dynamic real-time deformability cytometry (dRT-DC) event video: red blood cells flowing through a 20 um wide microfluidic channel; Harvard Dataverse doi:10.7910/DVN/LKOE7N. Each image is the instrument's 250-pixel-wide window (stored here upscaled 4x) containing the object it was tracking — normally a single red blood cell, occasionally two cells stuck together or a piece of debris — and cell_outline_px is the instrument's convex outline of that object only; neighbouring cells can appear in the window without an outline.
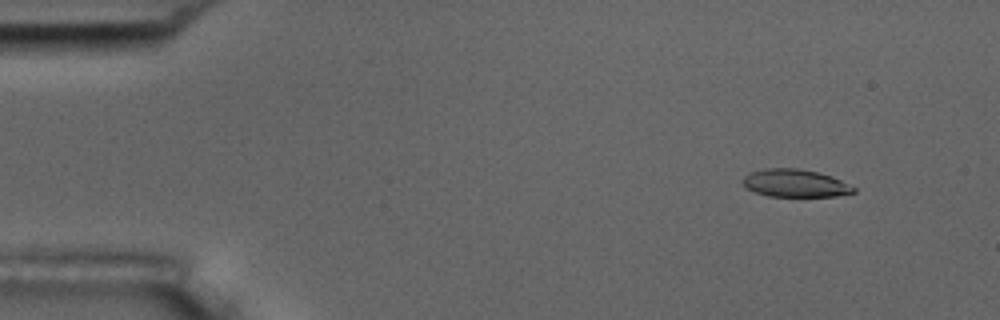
{"species": "common noctule bat (a hibernating species)", "species_latin": "Nyctalus noctula", "temperature_condition": "room temperature", "stored_images_in_passage": 5, "camera_frame_rate_fps": 3000, "um_per_image_px": 0.085, "animal": {"sex": "male", "body_mass_g": 17.5, "forearm_length_mm": 52.3}, "frame": {"image": 1, "passage_image": 2, "time_ms": 1.0, "image_size_px": [1000, 320], "cell_outline_px": [[856, 192], [836, 196], [768, 196], [756, 192], [748, 188], [740, 180], [744, 176], [752, 172], [764, 168], [796, 168], [816, 172], [832, 176], [856, 188]], "centroid_in_image_um": [67.59, 15.57], "position_along_channel_um": 17.4, "area_um2": 17.74}}
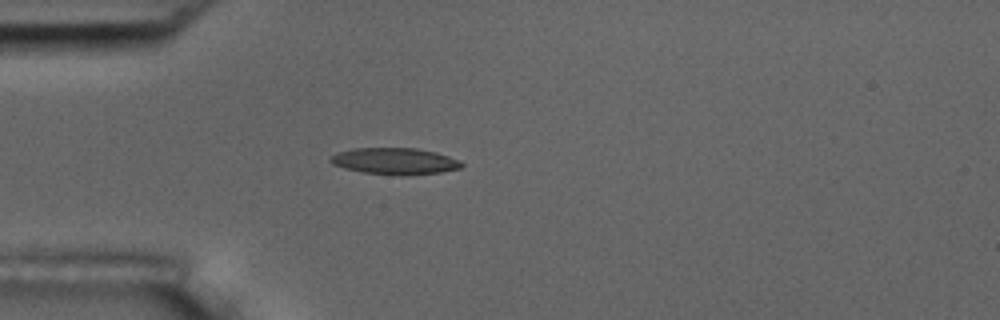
{"frame": {"image": 2, "passage_image": 4, "time_ms": 4.333, "image_size_px": [1000, 320], "cell_outline_px": [[464, 164], [460, 168], [440, 172], [364, 172], [344, 168], [332, 164], [328, 160], [336, 152], [352, 148], [416, 148], [436, 152], [460, 160]], "centroid_in_image_um": [33.51, 13.63], "position_along_channel_um": 51.5, "area_um2": 19.25}}